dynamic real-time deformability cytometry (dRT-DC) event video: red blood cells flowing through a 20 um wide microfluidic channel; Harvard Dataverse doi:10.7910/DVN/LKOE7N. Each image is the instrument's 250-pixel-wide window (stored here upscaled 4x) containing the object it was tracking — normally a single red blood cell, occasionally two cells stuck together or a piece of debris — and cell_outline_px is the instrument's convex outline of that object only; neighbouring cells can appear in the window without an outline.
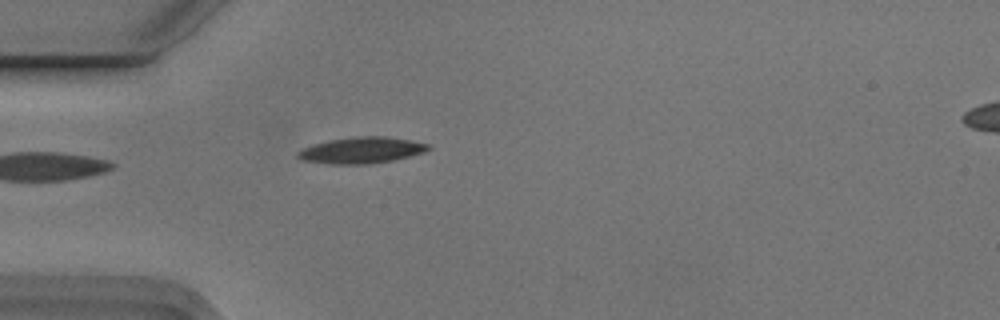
{"species": "Egyptian fruit bat (a non-hibernating species)", "species_latin": "Rousettus aegyptiacus", "temperature_condition": "cold", "stored_images_in_passage": 4, "camera_frame_rate_fps": 3000, "um_per_image_px": 0.085, "animal": {"sex": "male"}, "frame": {"image": 1, "passage_image": 4, "time_ms": 1.0, "image_size_px": [1000, 320], "cell_outline_px": [[432, 148], [424, 152], [392, 160], [368, 164], [332, 164], [304, 160], [296, 156], [296, 152], [312, 144], [332, 140], [356, 136], [384, 136], [408, 140], [428, 144]], "centroid_in_image_um": [30.72, 12.77], "position_along_channel_um": 54.3, "area_um2": 19.65}}